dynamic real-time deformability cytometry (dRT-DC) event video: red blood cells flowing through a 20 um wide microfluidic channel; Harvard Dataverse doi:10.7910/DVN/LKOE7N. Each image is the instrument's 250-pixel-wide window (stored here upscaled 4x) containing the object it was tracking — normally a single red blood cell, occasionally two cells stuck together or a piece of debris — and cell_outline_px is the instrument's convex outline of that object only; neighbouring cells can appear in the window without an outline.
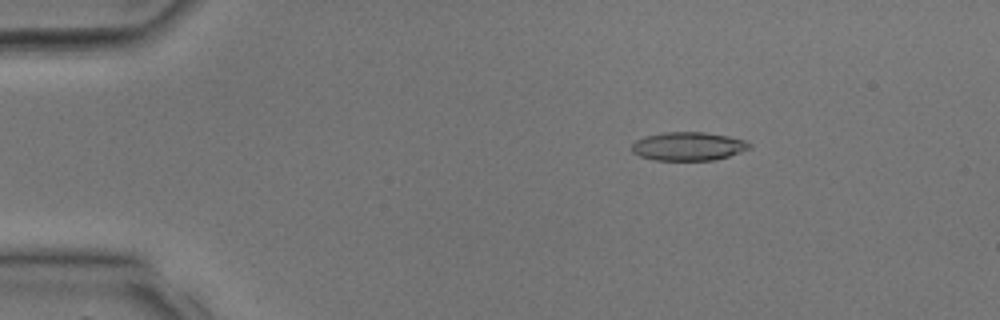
{"species": "common noctule bat (a hibernating species)", "species_latin": "Nyctalus noctula", "temperature_condition": "room temperature", "stored_images_in_passage": 34, "camera_frame_rate_fps": 3000, "um_per_image_px": 0.085, "animal": {"sex": "male", "body_mass_g": 17.9, "forearm_length_mm": 54.2}, "frame": {"image": 1, "passage_image": 6, "time_ms": 1.667, "image_size_px": [1000, 320], "cell_outline_px": [[752, 148], [716, 160], [656, 160], [640, 156], [632, 152], [632, 144], [636, 140], [644, 136], [664, 132], [704, 132], [728, 136], [744, 140], [752, 144]], "centroid_in_image_um": [58.51, 12.43], "position_along_channel_um": 26.5, "area_um2": 19.59}}
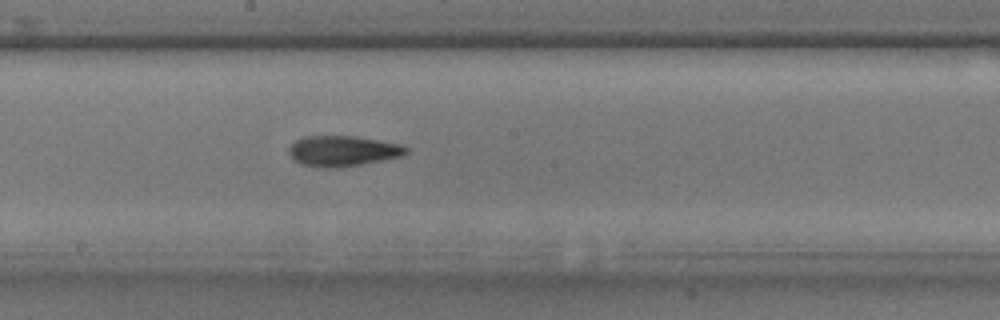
{"frame": {"image": 2, "passage_image": 19, "time_ms": 6.0, "image_size_px": [1000, 320], "cell_outline_px": [[408, 152], [404, 156], [384, 160], [336, 168], [300, 164], [288, 152], [288, 148], [296, 140], [304, 136], [356, 136], [400, 144], [408, 148]], "centroid_in_image_um": [29.17, 12.82], "position_along_channel_um": 219.0, "area_um2": 20.69}}
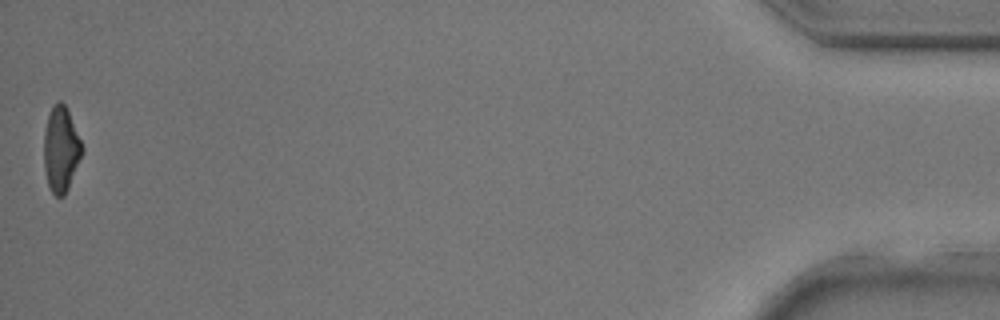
{"frame": {"image": 3, "passage_image": 34, "time_ms": 11.0, "image_size_px": [1000, 320], "cell_outline_px": [[84, 152], [68, 188], [64, 196], [56, 196], [48, 188], [44, 168], [44, 132], [48, 116], [52, 104], [56, 100], [60, 100], [64, 104], [68, 112], [84, 148]], "centroid_in_image_um": [5.17, 12.7], "position_along_channel_um": 430.0, "area_um2": 19.07}}